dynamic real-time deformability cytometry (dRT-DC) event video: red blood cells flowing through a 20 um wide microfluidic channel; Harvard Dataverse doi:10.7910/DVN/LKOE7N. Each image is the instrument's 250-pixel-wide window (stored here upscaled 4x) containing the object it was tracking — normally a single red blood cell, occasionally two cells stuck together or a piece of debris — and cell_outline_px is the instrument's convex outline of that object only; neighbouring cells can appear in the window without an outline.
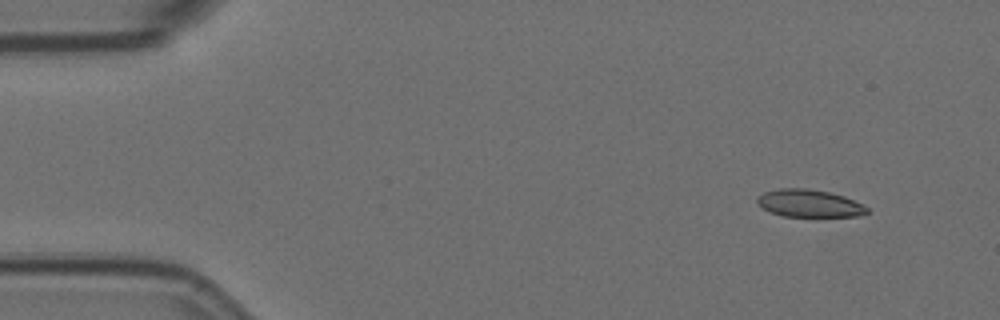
{"species": "Egyptian fruit bat (a non-hibernating species)", "species_latin": "Rousettus aegyptiacus", "temperature_condition": "room temperature", "stored_images_in_passage": 4, "camera_frame_rate_fps": 3000, "um_per_image_px": 0.085, "animal": {"sex": "female"}, "frame": {"image": 1, "passage_image": 1, "time_ms": 0.0, "image_size_px": [1000, 320], "cell_outline_px": [[868, 212], [856, 216], [784, 216], [768, 212], [756, 204], [756, 196], [764, 192], [780, 188], [808, 188], [828, 192], [844, 196], [864, 204], [868, 208]], "centroid_in_image_um": [68.74, 17.28], "position_along_channel_um": 16.3, "area_um2": 17.74}}
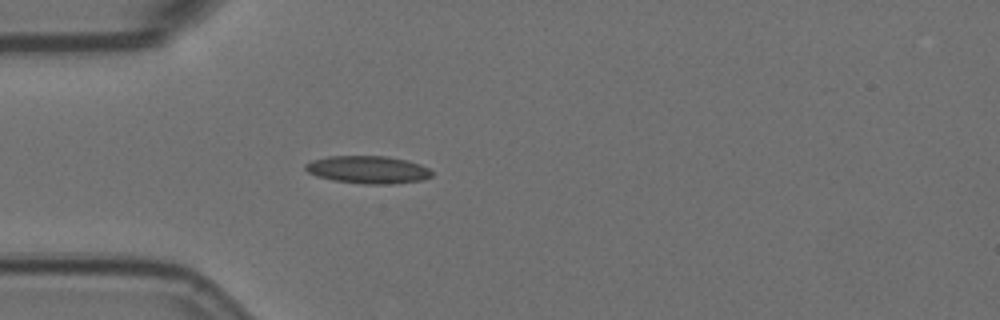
{"frame": {"image": 2, "passage_image": 4, "time_ms": 1.0, "image_size_px": [1000, 320], "cell_outline_px": [[432, 176], [424, 180], [388, 184], [364, 184], [332, 180], [316, 176], [308, 172], [304, 168], [304, 164], [312, 160], [328, 156], [388, 156], [408, 160], [420, 164], [428, 168], [432, 172]], "centroid_in_image_um": [31.27, 14.42], "position_along_channel_um": 53.7, "area_um2": 20.52}}